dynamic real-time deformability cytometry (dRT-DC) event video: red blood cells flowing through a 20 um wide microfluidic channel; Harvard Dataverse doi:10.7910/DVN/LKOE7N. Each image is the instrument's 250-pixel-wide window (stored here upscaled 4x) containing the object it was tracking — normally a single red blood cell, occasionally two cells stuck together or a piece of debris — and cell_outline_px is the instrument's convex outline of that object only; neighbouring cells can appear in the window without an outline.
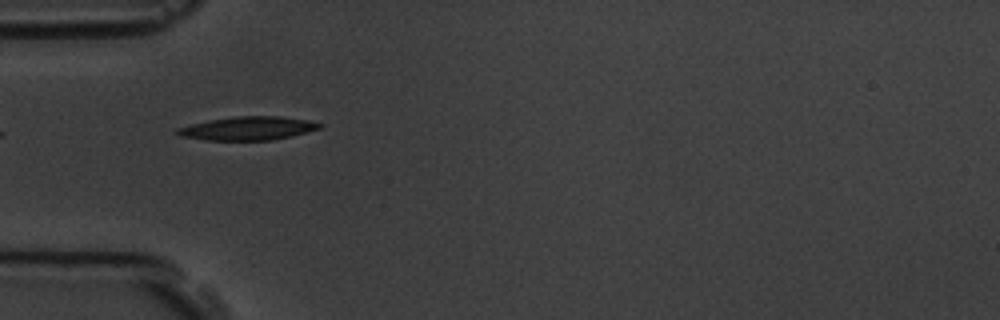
{"species": "common noctule bat (a hibernating species)", "species_latin": "Nyctalus noctula", "temperature_condition": "room temperature", "stored_images_in_passage": 4, "camera_frame_rate_fps": 3000, "um_per_image_px": 0.085, "animal": {"sex": "male", "body_mass_g": 19.5, "forearm_length_mm": 54.6}, "frame": {"image": 1, "passage_image": 3, "time_ms": 2.333, "image_size_px": [1000, 320], "cell_outline_px": [[324, 124], [320, 128], [292, 136], [272, 140], [208, 140], [180, 136], [172, 132], [176, 128], [208, 120], [236, 116], [280, 116], [308, 120]], "centroid_in_image_um": [21.05, 10.91], "position_along_channel_um": 64.0, "area_um2": 19.54}}
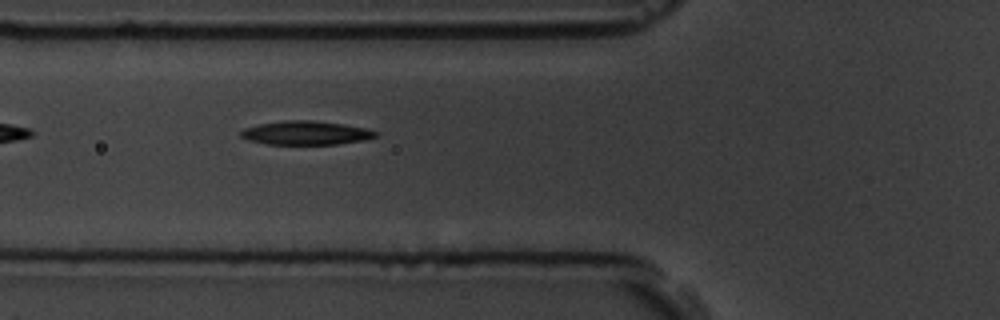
{"frame": {"image": 2, "passage_image": 4, "time_ms": 3.333, "image_size_px": [1000, 320], "cell_outline_px": [[376, 136], [364, 140], [336, 144], [264, 144], [248, 140], [240, 136], [240, 132], [244, 128], [260, 124], [284, 120], [312, 120], [344, 124], [368, 128], [376, 132]], "centroid_in_image_um": [25.98, 11.29], "position_along_channel_um": 99.8, "area_um2": 18.67}}